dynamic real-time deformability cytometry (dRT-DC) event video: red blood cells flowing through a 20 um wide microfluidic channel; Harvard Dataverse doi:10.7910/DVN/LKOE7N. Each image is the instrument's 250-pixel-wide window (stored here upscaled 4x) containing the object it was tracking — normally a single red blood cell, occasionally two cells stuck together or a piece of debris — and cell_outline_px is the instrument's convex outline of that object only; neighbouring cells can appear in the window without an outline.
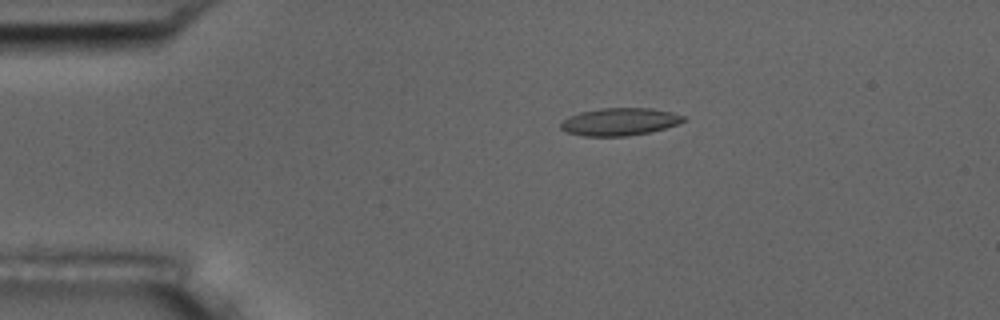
{"species": "common noctule bat (a hibernating species)", "species_latin": "Nyctalus noctula", "temperature_condition": "room temperature", "stored_images_in_passage": 5, "camera_frame_rate_fps": 3000, "um_per_image_px": 0.085, "animal": {"sex": "male", "body_mass_g": 17.5, "forearm_length_mm": 52.3}, "frame": {"image": 1, "passage_image": 3, "time_ms": 2.333, "image_size_px": [1000, 320], "cell_outline_px": [[688, 120], [664, 128], [648, 132], [628, 136], [584, 136], [564, 132], [560, 128], [560, 124], [568, 116], [580, 112], [600, 108], [652, 108], [672, 112], [684, 116]], "centroid_in_image_um": [52.64, 10.34], "position_along_channel_um": 32.4, "area_um2": 19.77}}
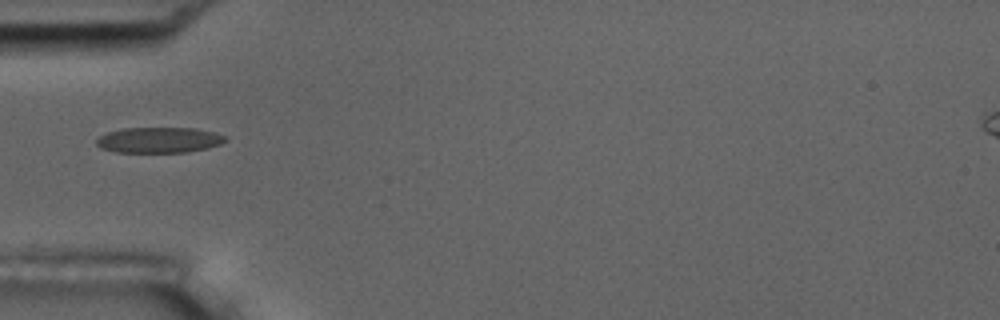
{"frame": {"image": 2, "passage_image": 5, "time_ms": 4.667, "image_size_px": [1000, 320], "cell_outline_px": [[228, 140], [220, 144], [208, 148], [188, 152], [116, 152], [100, 148], [96, 144], [96, 140], [100, 136], [108, 132], [120, 128], [196, 128], [228, 136]], "centroid_in_image_um": [13.53, 11.9], "position_along_channel_um": 71.5, "area_um2": 19.36}}